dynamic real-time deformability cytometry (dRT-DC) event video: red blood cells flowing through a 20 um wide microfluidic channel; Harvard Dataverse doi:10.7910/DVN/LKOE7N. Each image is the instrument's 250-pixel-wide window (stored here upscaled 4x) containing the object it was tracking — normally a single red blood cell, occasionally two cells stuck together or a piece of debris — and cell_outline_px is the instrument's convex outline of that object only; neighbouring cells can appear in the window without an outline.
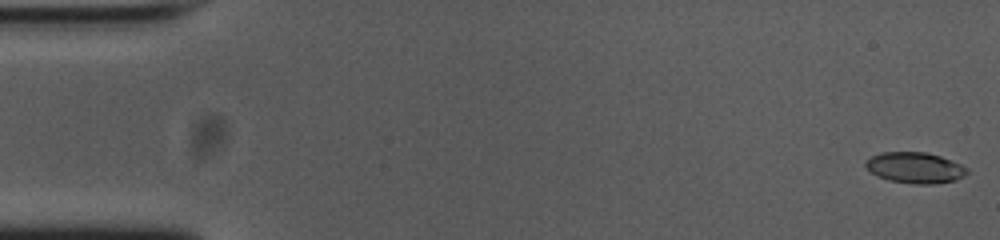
{"species": "common noctule bat (a hibernating species)", "species_latin": "Nyctalus noctula", "temperature_condition": "cold", "stored_images_in_passage": 54, "camera_frame_rate_fps": 3000, "um_per_image_px": 0.085, "animal": {"sex": "female", "body_mass_g": 23.0, "forearm_length_mm": 53.4}, "frame": {"image": 1, "passage_image": 1, "time_ms": 0.0, "image_size_px": [1000, 240], "cell_outline_px": [[968, 172], [964, 176], [956, 180], [932, 184], [916, 184], [888, 180], [876, 176], [864, 164], [872, 156], [880, 152], [924, 152], [940, 156], [960, 164], [968, 168]], "centroid_in_image_um": [77.79, 14.26], "position_along_channel_um": 7.2, "area_um2": 18.15}}
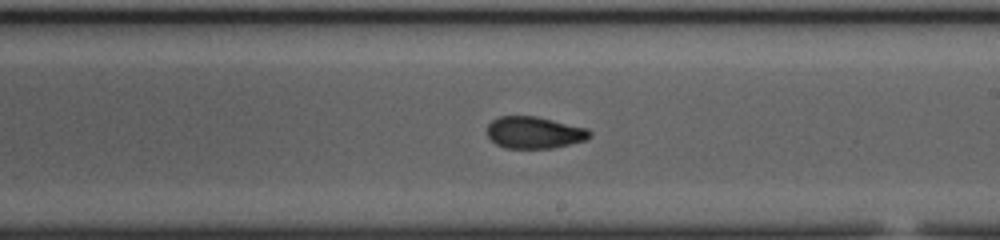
{"frame": {"image": 2, "passage_image": 31, "time_ms": 10.0, "image_size_px": [1000, 240], "cell_outline_px": [[592, 136], [584, 140], [552, 148], [504, 148], [496, 144], [488, 136], [488, 124], [492, 120], [500, 116], [536, 116], [588, 128], [592, 132]], "centroid_in_image_um": [45.42, 11.26], "position_along_channel_um": 243.6, "area_um2": 19.02}}
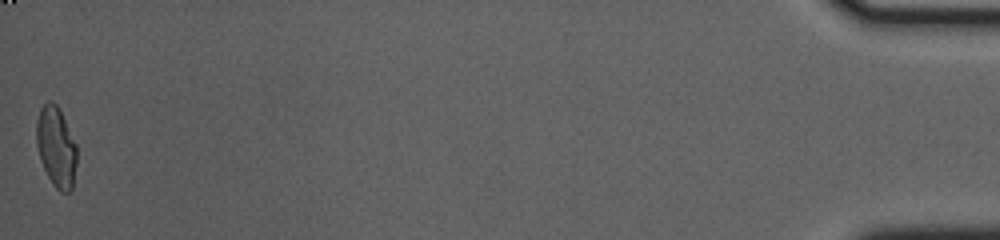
{"frame": {"image": 3, "passage_image": 54, "time_ms": 17.667, "image_size_px": [1000, 240], "cell_outline_px": [[76, 164], [72, 188], [68, 192], [60, 192], [52, 184], [40, 160], [36, 144], [36, 120], [40, 108], [48, 100], [52, 100], [56, 104], [76, 144]], "centroid_in_image_um": [4.75, 12.49], "position_along_channel_um": 430.5, "area_um2": 18.79}, "authors_computed_cell_mechanics": {"area_um2": 18.9006, "velocity_mm_per_s": 3.7538, "shape_relaxation_time_tau1_ms": 4.0243, "shape_relaxation_time_tau2_ms": 2.1799, "deformation_change_tau1": 0.1646, "deformation_change_tau2": 0.0769}}